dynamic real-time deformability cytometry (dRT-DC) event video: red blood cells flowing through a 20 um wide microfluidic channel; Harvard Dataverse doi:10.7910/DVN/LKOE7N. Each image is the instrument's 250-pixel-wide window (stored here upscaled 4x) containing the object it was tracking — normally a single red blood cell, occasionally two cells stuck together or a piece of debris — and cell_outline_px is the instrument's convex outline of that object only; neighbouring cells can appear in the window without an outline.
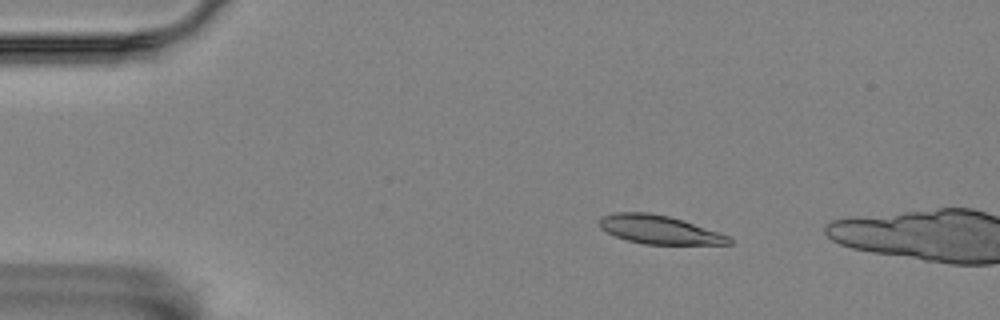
{"species": "Egyptian fruit bat (a non-hibernating species)", "species_latin": "Rousettus aegyptiacus", "temperature_condition": "room temperature", "stored_images_in_passage": 4, "camera_frame_rate_fps": 3000, "um_per_image_px": 0.085, "animal": {"sex": "female"}, "frame": {"image": 1, "passage_image": 3, "time_ms": 0.667, "image_size_px": [1000, 320], "cell_outline_px": [[732, 244], [644, 244], [628, 240], [616, 236], [600, 228], [600, 216], [612, 212], [648, 212], [668, 216], [684, 220], [728, 236], [732, 240]], "centroid_in_image_um": [56.0, 19.51], "position_along_channel_um": 29.0, "area_um2": 21.39}}